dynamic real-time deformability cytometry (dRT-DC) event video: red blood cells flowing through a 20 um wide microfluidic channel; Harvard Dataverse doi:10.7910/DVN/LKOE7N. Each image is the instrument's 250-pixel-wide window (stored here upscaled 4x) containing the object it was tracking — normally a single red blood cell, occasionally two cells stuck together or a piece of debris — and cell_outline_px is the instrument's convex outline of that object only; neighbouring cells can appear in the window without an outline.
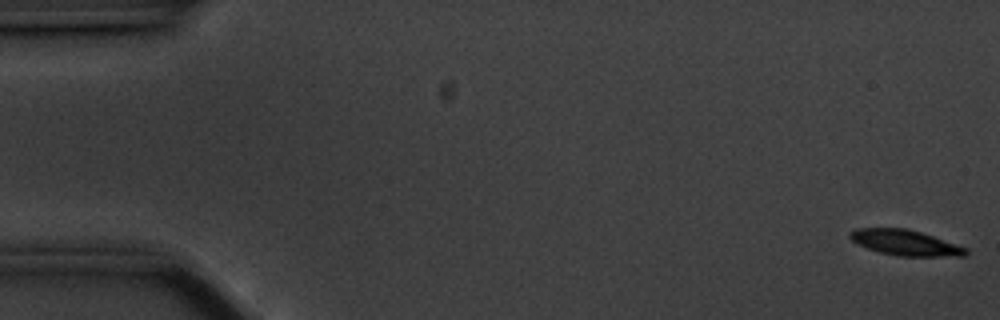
{"species": "common noctule bat (a hibernating species)", "species_latin": "Nyctalus noctula", "temperature_condition": "cold", "stored_images_in_passage": 9, "camera_frame_rate_fps": 3000, "um_per_image_px": 0.085, "animal": {"sex": "male", "body_mass_g": 20.1, "forearm_length_mm": 53.5}, "frame": {"image": 1, "passage_image": 1, "time_ms": 0.0, "image_size_px": [1000, 320], "cell_outline_px": [[968, 252], [964, 256], [900, 256], [880, 252], [868, 248], [852, 240], [848, 236], [848, 232], [856, 228], [908, 228], [968, 248]], "centroid_in_image_um": [76.94, 20.62], "position_along_channel_um": 8.1, "area_um2": 17.05}}